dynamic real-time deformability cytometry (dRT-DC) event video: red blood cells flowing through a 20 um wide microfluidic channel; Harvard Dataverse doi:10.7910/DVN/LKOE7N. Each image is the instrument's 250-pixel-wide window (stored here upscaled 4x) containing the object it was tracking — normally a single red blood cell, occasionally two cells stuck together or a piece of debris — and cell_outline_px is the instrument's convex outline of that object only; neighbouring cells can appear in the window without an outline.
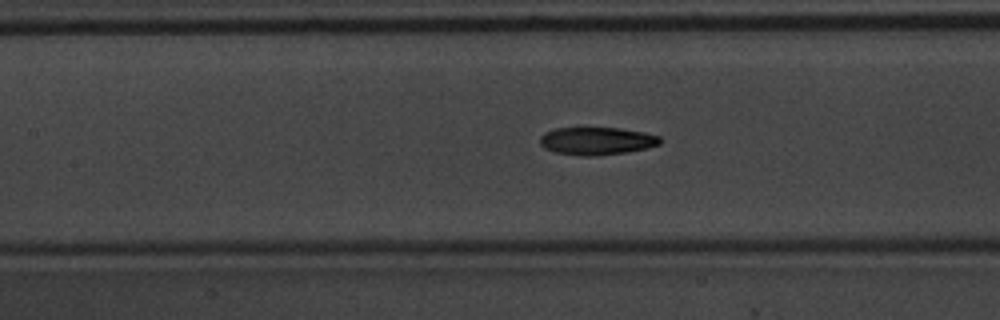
{"species": "common noctule bat (a hibernating species)", "species_latin": "Nyctalus noctula", "temperature_condition": "warm", "stored_images_in_passage": 34, "camera_frame_rate_fps": 3000, "um_per_image_px": 0.085, "animal": {"sex": "male", "body_mass_g": 20.1, "forearm_length_mm": 53.5}, "frame": {"image": 1, "passage_image": 15, "time_ms": 4.667, "image_size_px": [1000, 320], "cell_outline_px": [[660, 144], [628, 152], [596, 156], [584, 156], [556, 152], [544, 148], [540, 144], [540, 136], [544, 132], [556, 128], [620, 128], [644, 132], [660, 136]], "centroid_in_image_um": [50.7, 11.98], "position_along_channel_um": 156.7, "area_um2": 19.36}}